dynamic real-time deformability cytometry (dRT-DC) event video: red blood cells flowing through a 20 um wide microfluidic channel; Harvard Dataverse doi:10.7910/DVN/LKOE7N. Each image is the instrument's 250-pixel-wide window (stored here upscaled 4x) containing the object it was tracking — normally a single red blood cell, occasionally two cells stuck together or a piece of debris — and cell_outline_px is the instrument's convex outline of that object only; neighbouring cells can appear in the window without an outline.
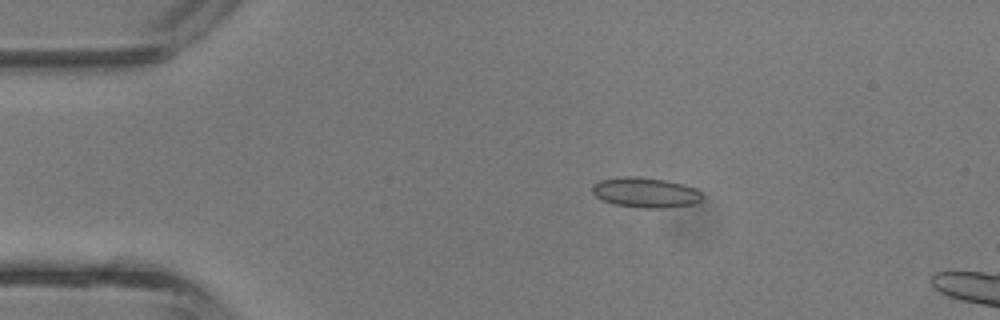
{"species": "common noctule bat (a hibernating species)", "species_latin": "Nyctalus noctula", "temperature_condition": "room temperature", "stored_images_in_passage": 5, "camera_frame_rate_fps": 3000, "um_per_image_px": 0.085, "animal": {"sex": "male", "body_mass_g": 13.3}, "frame": {"image": 1, "passage_image": 1, "time_ms": 0.0, "image_size_px": [1000, 320], "cell_outline_px": [[704, 196], [700, 200], [692, 204], [664, 208], [644, 208], [612, 204], [596, 196], [592, 192], [592, 184], [600, 180], [624, 176], [632, 176], [664, 180], [684, 184], [696, 188]], "centroid_in_image_um": [54.86, 16.36], "position_along_channel_um": 30.1, "area_um2": 19.25}}